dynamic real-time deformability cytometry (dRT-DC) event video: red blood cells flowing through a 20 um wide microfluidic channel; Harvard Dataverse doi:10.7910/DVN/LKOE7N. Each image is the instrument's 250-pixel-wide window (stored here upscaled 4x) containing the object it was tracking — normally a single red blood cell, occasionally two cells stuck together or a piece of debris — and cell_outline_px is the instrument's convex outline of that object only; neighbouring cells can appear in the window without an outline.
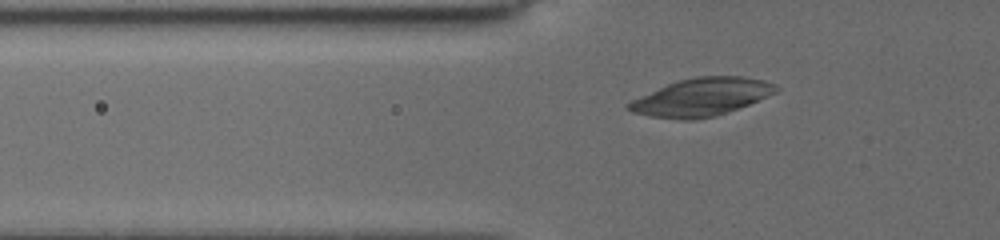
{"species": "common noctule bat (a hibernating species)", "species_latin": "Nyctalus noctula", "temperature_condition": "cold", "stored_images_in_passage": 21, "camera_frame_rate_fps": 3000, "um_per_image_px": 0.085, "animal": {"sex": "female", "body_mass_g": 19.5, "forearm_length_mm": 54.1}, "frame": {"image": 1, "passage_image": 6, "time_ms": 2.0, "image_size_px": [1000, 240], "cell_outline_px": [[780, 88], [776, 92], [768, 96], [748, 104], [716, 116], [696, 120], [680, 120], [652, 116], [632, 112], [624, 108], [632, 100], [668, 84], [680, 80], [696, 76], [740, 76], [764, 80], [776, 84]], "centroid_in_image_um": [59.64, 8.26], "position_along_channel_um": 66.2, "area_um2": 32.19}}
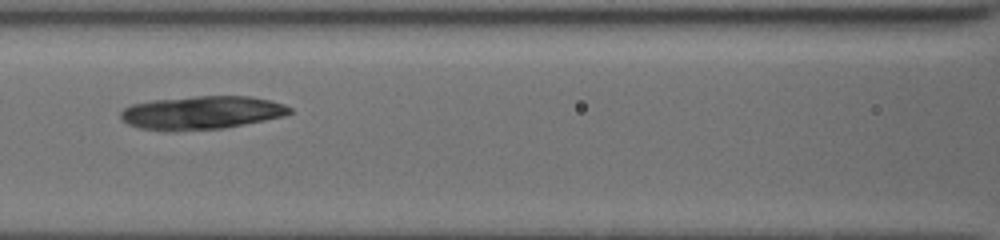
{"frame": {"image": 2, "passage_image": 12, "time_ms": 4.333, "image_size_px": [1000, 240], "cell_outline_px": [[292, 112], [284, 116], [264, 120], [220, 128], [140, 128], [128, 124], [120, 116], [120, 112], [124, 108], [132, 104], [152, 100], [196, 96], [252, 96], [272, 100], [284, 104], [292, 108]], "centroid_in_image_um": [17.21, 9.52], "position_along_channel_um": 149.4, "area_um2": 31.73}}
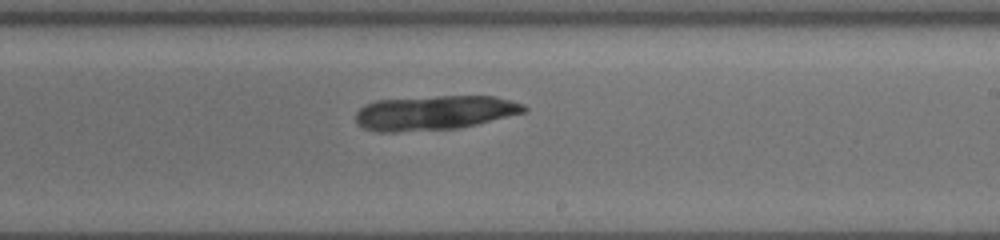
{"frame": {"image": 3, "passage_image": 19, "time_ms": 7.0, "image_size_px": [1000, 240], "cell_outline_px": [[528, 108], [524, 112], [460, 128], [392, 132], [380, 132], [364, 128], [356, 124], [356, 112], [364, 104], [376, 100], [436, 96], [496, 96], [512, 100], [524, 104]], "centroid_in_image_um": [36.91, 9.58], "position_along_channel_um": 252.1, "area_um2": 33.87}}